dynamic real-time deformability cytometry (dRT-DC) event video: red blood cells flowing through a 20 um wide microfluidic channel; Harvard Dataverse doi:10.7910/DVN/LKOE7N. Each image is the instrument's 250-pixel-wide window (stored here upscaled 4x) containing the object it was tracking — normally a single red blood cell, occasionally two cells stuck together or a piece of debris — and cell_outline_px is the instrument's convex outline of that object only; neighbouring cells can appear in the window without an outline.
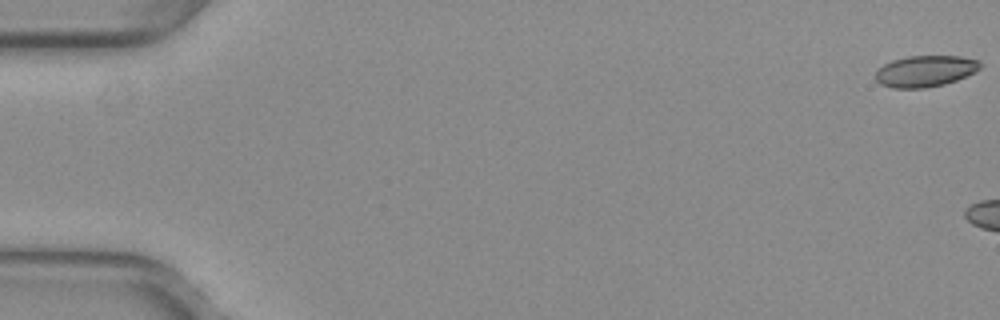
{"species": "common noctule bat (a hibernating species)", "species_latin": "Nyctalus noctula", "temperature_condition": "warm", "stored_images_in_passage": 6, "camera_frame_rate_fps": 3000, "um_per_image_px": 0.085, "animal": {"sex": "female", "body_mass_g": 29.2, "forearm_length_mm": 56.3}, "frame": {"image": 1, "passage_image": 1, "time_ms": 0.0, "image_size_px": [1000, 320], "cell_outline_px": [[980, 68], [976, 72], [956, 80], [944, 84], [924, 88], [892, 88], [880, 84], [876, 80], [876, 72], [884, 64], [892, 60], [908, 56], [960, 56], [980, 60]], "centroid_in_image_um": [78.66, 6.04], "position_along_channel_um": 6.3, "area_um2": 19.07}}